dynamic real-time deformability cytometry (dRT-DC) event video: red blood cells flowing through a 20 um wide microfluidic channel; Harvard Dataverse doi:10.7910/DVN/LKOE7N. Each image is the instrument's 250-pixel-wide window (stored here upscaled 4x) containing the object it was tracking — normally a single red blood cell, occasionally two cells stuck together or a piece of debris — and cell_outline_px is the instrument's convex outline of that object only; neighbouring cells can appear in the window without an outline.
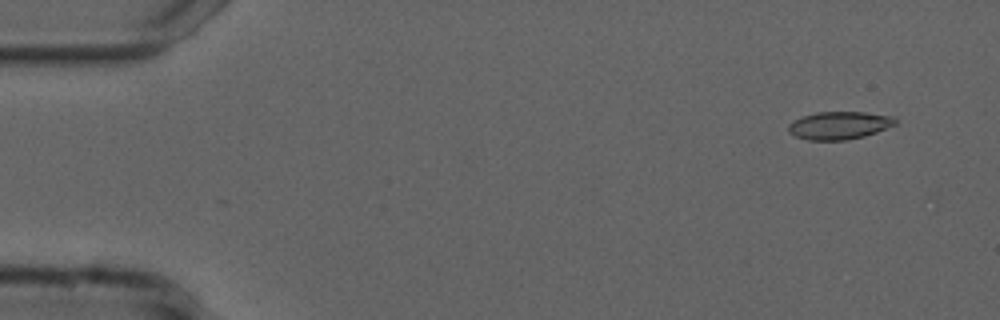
{"species": "common noctule bat (a hibernating species)", "species_latin": "Nyctalus noctula", "temperature_condition": "cold", "stored_images_in_passage": 11, "camera_frame_rate_fps": 3000, "um_per_image_px": 0.085, "animal": {"sex": "male", "forearm_length_mm": 52.5}, "frame": {"image": 1, "passage_image": 1, "time_ms": 0.0, "image_size_px": [1000, 320], "cell_outline_px": [[896, 124], [876, 132], [864, 136], [844, 140], [808, 140], [796, 136], [788, 132], [788, 124], [792, 120], [816, 112], [864, 112], [896, 116]], "centroid_in_image_um": [71.33, 10.65], "position_along_channel_um": 13.7, "area_um2": 17.34}}